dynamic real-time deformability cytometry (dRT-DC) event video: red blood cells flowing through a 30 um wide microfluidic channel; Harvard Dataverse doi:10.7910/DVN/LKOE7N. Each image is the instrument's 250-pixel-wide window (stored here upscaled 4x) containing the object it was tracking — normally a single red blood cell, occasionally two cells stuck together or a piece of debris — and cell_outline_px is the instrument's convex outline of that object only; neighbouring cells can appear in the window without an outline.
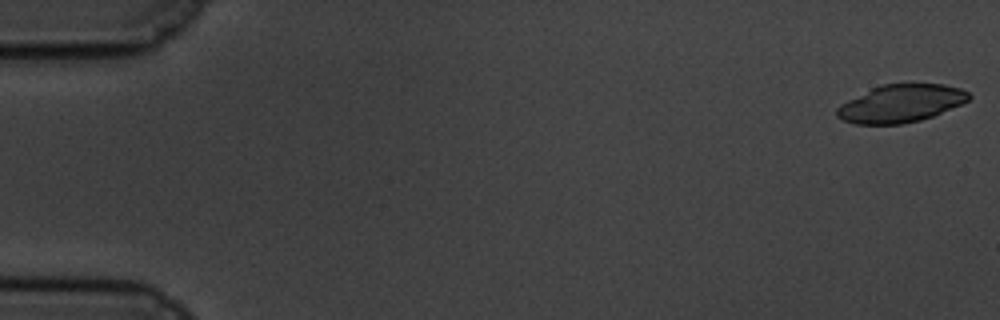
{"species": "common noctule bat (a hibernating species)", "species_latin": "Nyctalus noctula", "temperature_condition": "cold", "stored_images_in_passage": 8, "camera_frame_rate_fps": 3000, "um_per_image_px": 0.085, "animal": {"sex": "male", "body_mass_g": 19.5, "forearm_length_mm": 54.6}, "frame": {"image": 1, "passage_image": 1, "time_ms": 0.0, "image_size_px": [1000, 320], "cell_outline_px": [[972, 96], [968, 100], [960, 104], [932, 116], [920, 120], [900, 124], [856, 124], [844, 120], [836, 116], [836, 108], [840, 104], [880, 84], [912, 80], [944, 84], [960, 88], [968, 92]], "centroid_in_image_um": [76.58, 8.74], "position_along_channel_um": 8.4, "area_um2": 29.65}}